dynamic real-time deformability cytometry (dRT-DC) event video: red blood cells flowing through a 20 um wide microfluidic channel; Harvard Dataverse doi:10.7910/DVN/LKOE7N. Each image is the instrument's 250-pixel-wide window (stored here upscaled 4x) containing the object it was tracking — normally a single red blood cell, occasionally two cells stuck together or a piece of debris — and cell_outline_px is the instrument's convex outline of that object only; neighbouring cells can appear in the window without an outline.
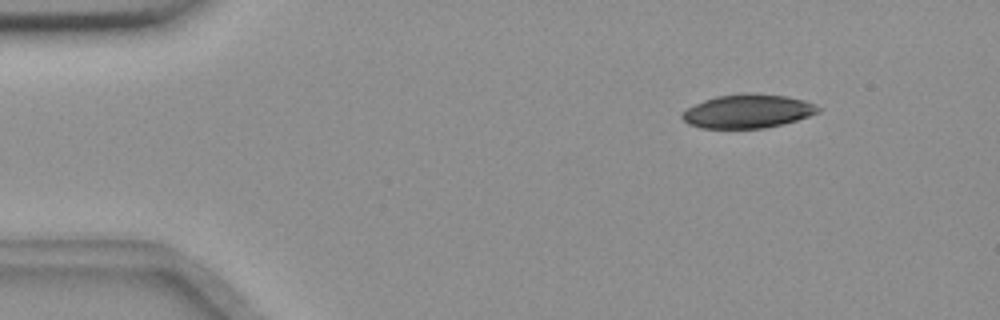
{"species": "common noctule bat (a hibernating species)", "species_latin": "Nyctalus noctula", "temperature_condition": "room temperature", "stored_images_in_passage": 49, "camera_frame_rate_fps": 3000, "um_per_image_px": 0.085, "animal": {"sex": "female", "body_mass_g": 18.4}, "frame": {"image": 1, "passage_image": 1, "time_ms": 0.0, "image_size_px": [1000, 320], "cell_outline_px": [[820, 112], [796, 120], [764, 128], [700, 128], [688, 124], [680, 116], [680, 112], [704, 100], [716, 96], [744, 92], [752, 92], [784, 96], [804, 100], [820, 108]], "centroid_in_image_um": [63.51, 9.44], "position_along_channel_um": 21.5, "area_um2": 26.7}}
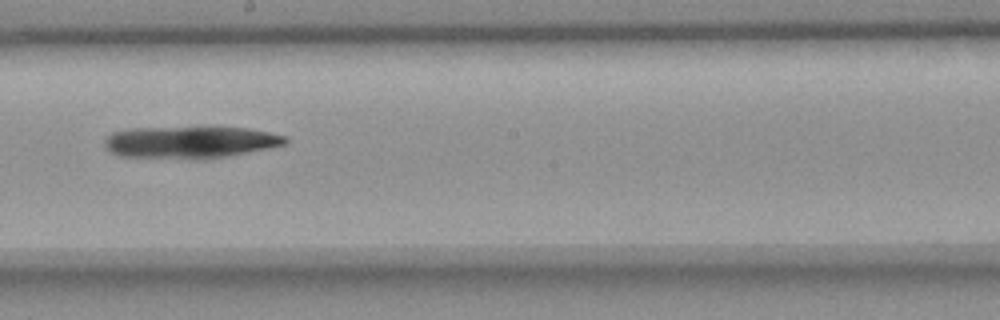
{"frame": {"image": 2, "passage_image": 25, "time_ms": 8.0, "image_size_px": [1000, 320], "cell_outline_px": [[288, 140], [284, 144], [268, 148], [208, 160], [188, 160], [120, 156], [104, 148], [104, 136], [112, 132], [128, 128], [248, 128], [288, 136]], "centroid_in_image_um": [16.11, 12.11], "position_along_channel_um": 232.1, "area_um2": 34.16}}
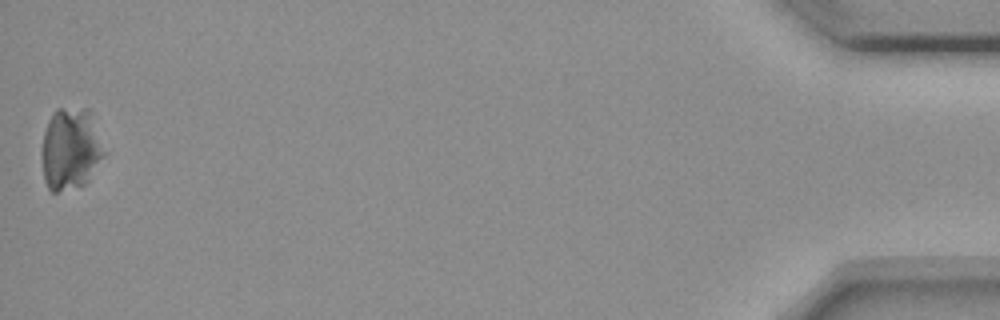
{"frame": {"image": 3, "passage_image": 49, "time_ms": 16.0, "image_size_px": [1000, 320], "cell_outline_px": [[104, 156], [84, 184], [56, 192], [52, 192], [48, 188], [44, 180], [40, 152], [44, 132], [48, 120], [52, 112], [56, 108], [88, 108], [104, 152]], "centroid_in_image_um": [5.93, 12.65], "position_along_channel_um": 429.3, "area_um2": 29.48}}